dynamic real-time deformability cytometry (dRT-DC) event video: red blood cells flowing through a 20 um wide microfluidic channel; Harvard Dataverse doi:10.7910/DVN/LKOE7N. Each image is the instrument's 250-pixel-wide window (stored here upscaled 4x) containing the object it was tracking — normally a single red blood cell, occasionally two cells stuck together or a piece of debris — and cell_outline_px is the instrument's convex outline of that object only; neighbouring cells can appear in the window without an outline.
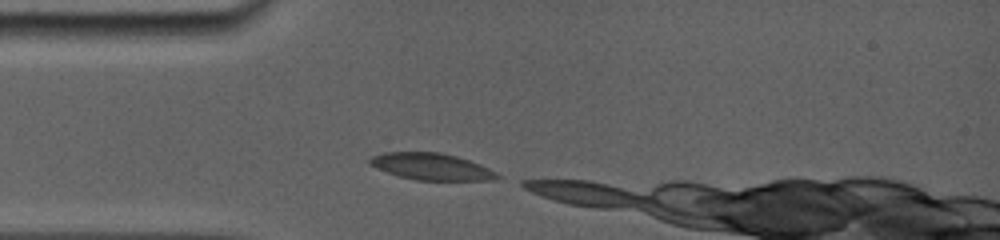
{"species": "common noctule bat (a hibernating species)", "species_latin": "Nyctalus noctula", "temperature_condition": "room temperature", "stored_images_in_passage": 4, "camera_frame_rate_fps": 5000, "um_per_image_px": 0.085, "animal": {"sex": "female", "body_mass_g": 19.0, "forearm_length_mm": 56.7}, "frame": {"image": 1, "passage_image": 1, "time_ms": 0.0, "image_size_px": [1000, 240], "cell_outline_px": [[500, 176], [496, 180], [416, 180], [400, 176], [376, 168], [368, 164], [368, 160], [372, 156], [384, 152], [440, 152], [456, 156], [480, 164], [496, 172]], "centroid_in_image_um": [36.66, 14.15], "position_along_channel_um": 48.3, "area_um2": 19.77}}